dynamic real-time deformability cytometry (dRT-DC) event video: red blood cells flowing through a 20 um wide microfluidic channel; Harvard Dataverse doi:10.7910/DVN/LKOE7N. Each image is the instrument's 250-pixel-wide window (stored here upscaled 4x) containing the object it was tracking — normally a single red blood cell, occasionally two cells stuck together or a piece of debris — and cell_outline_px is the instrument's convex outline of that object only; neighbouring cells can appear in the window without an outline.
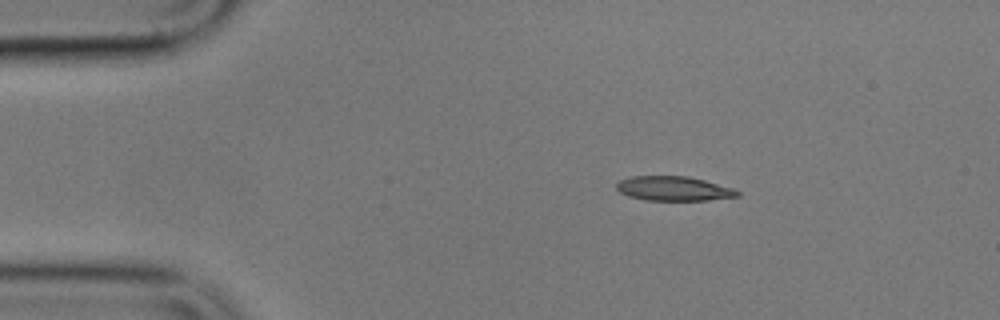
{"species": "common noctule bat (a hibernating species)", "species_latin": "Nyctalus noctula", "temperature_condition": "cold", "stored_images_in_passage": 3, "camera_frame_rate_fps": 3000, "um_per_image_px": 0.085, "animal": {"sex": "male", "body_mass_g": 17.9}, "frame": {"image": 1, "passage_image": 1, "time_ms": 0.0, "image_size_px": [1000, 320], "cell_outline_px": [[740, 196], [708, 200], [644, 200], [628, 196], [620, 192], [616, 188], [616, 184], [620, 180], [632, 176], [688, 176], [704, 180], [732, 188], [740, 192]], "centroid_in_image_um": [57.25, 16.03], "position_along_channel_um": 27.8, "area_um2": 17.17}}